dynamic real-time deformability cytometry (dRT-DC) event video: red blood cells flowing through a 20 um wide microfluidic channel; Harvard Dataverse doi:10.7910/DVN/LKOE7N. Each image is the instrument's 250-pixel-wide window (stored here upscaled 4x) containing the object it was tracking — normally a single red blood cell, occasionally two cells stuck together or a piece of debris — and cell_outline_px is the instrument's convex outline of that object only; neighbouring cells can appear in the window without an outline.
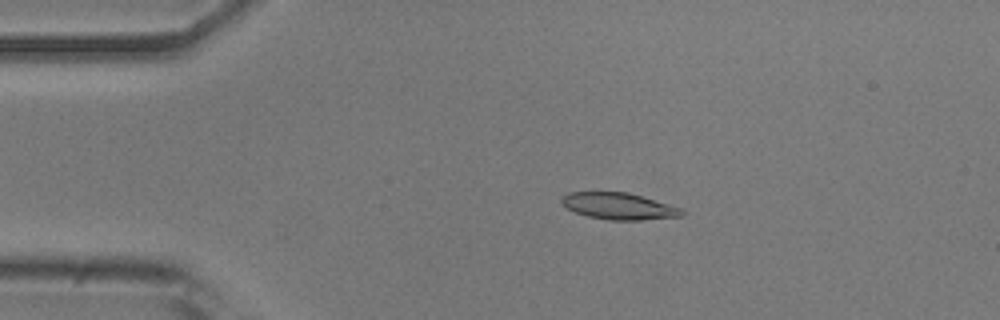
{"species": "common noctule bat (a hibernating species)", "species_latin": "Nyctalus noctula", "temperature_condition": "room temperature", "stored_images_in_passage": 52, "camera_frame_rate_fps": 3000, "um_per_image_px": 0.085, "animal": {"sex": "male", "body_mass_g": 20.5, "forearm_length_mm": 52.5}, "frame": {"image": 1, "passage_image": 9, "time_ms": 2.667, "image_size_px": [1000, 320], "cell_outline_px": [[684, 216], [640, 220], [608, 220], [588, 216], [576, 212], [568, 208], [560, 200], [568, 192], [628, 192], [680, 208], [684, 212]], "centroid_in_image_um": [52.6, 17.53], "position_along_channel_um": 32.4, "area_um2": 18.38}}
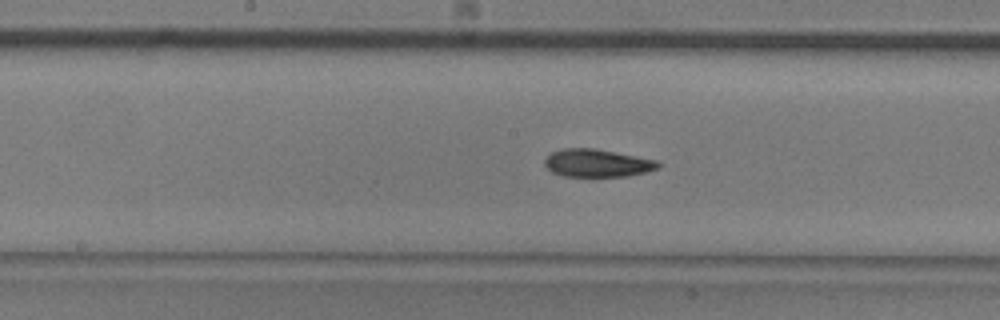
{"frame": {"image": 2, "passage_image": 25, "time_ms": 8.0, "image_size_px": [1000, 320], "cell_outline_px": [[660, 168], [628, 176], [564, 176], [552, 172], [544, 164], [544, 160], [552, 152], [564, 148], [596, 148], [656, 160], [660, 164]], "centroid_in_image_um": [50.76, 13.86], "position_along_channel_um": 197.4, "area_um2": 18.26}}
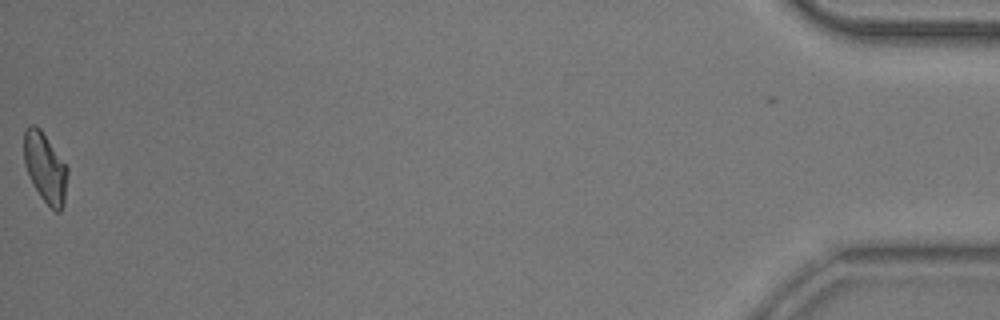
{"frame": {"image": 3, "passage_image": 51, "time_ms": 16.667, "image_size_px": [1000, 320], "cell_outline_px": [[68, 172], [64, 204], [60, 212], [56, 212], [40, 196], [24, 164], [24, 132], [32, 124], [36, 124], [40, 128], [68, 168]], "centroid_in_image_um": [3.85, 14.25], "position_along_channel_um": 431.3, "area_um2": 17.4}, "authors_computed_cell_mechanics": {"area_um2": 18.3226, "velocity_mm_per_s": 3.8562, "shape_relaxation_time_tau1_ms": 5.1376, "shape_relaxation_time_tau2_ms": 4.0135, "deformation_change_tau1": 0.1377, "deformation_change_tau2": 0.093}}